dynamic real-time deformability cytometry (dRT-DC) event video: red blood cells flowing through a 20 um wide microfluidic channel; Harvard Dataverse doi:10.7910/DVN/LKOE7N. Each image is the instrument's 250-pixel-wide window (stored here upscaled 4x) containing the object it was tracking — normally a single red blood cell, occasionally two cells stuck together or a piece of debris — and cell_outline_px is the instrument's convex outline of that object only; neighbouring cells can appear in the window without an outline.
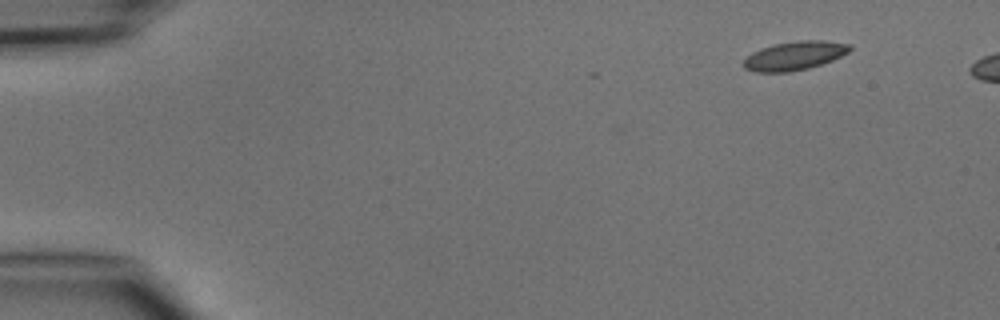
{"species": "common noctule bat (a hibernating species)", "species_latin": "Nyctalus noctula", "temperature_condition": "cold", "stored_images_in_passage": 5, "camera_frame_rate_fps": 3000, "um_per_image_px": 0.085, "animal": {"sex": "male", "body_mass_g": 15.6}, "frame": {"image": 1, "passage_image": 1, "time_ms": 0.0, "image_size_px": [1000, 320], "cell_outline_px": [[852, 48], [848, 52], [832, 60], [808, 68], [788, 72], [756, 72], [744, 68], [744, 60], [752, 52], [776, 44], [800, 40], [824, 40], [852, 44]], "centroid_in_image_um": [67.57, 4.73], "position_along_channel_um": 17.4, "area_um2": 17.57}}